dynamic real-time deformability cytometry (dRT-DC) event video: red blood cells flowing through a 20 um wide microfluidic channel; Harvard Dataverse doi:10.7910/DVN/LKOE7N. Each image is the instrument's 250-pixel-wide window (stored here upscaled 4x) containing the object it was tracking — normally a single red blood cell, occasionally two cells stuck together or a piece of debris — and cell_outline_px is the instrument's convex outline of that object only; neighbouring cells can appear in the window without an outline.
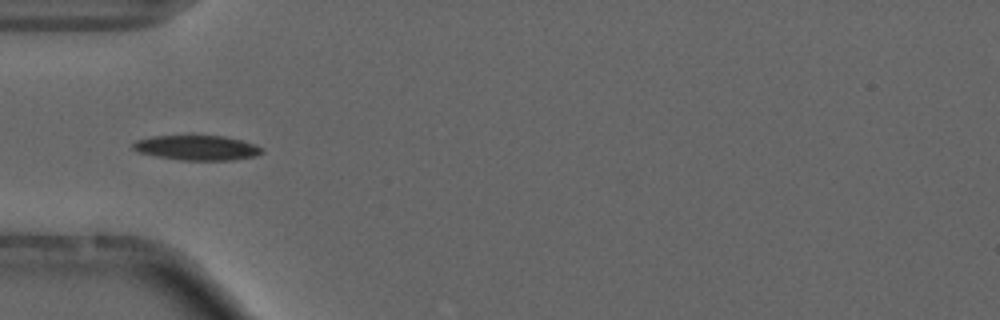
{"species": "common noctule bat (a hibernating species)", "species_latin": "Nyctalus noctula", "temperature_condition": "cold", "stored_images_in_passage": 39, "camera_frame_rate_fps": 3000, "um_per_image_px": 0.085, "animal": {"sex": "male", "forearm_length_mm": 52.5}, "frame": {"image": 1, "passage_image": 10, "time_ms": 3.0, "image_size_px": [1000, 320], "cell_outline_px": [[264, 152], [256, 156], [232, 160], [180, 160], [156, 156], [140, 152], [132, 148], [132, 144], [136, 140], [152, 136], [192, 132], [224, 136], [240, 140], [264, 148]], "centroid_in_image_um": [16.71, 12.5], "position_along_channel_um": 68.3, "area_um2": 19.59}, "authors_computed_cell_mechanics": {"area_um2": 17.629, "velocity_mm_per_s": 3.7086, "shape_relaxation_time_tau1_ms": 5.4021, "shape_relaxation_time_tau2_ms": 5.7763, "deformation_change_tau1": 0.1368, "deformation_change_tau2": 0.1093}}